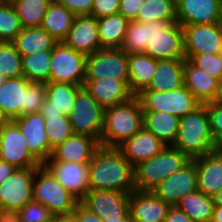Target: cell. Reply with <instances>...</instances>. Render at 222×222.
Returning <instances> with one entry per match:
<instances>
[{
	"mask_svg": "<svg viewBox=\"0 0 222 222\" xmlns=\"http://www.w3.org/2000/svg\"><path fill=\"white\" fill-rule=\"evenodd\" d=\"M88 165L89 191L132 193L136 190L134 166L118 148L100 146Z\"/></svg>",
	"mask_w": 222,
	"mask_h": 222,
	"instance_id": "cell-1",
	"label": "cell"
},
{
	"mask_svg": "<svg viewBox=\"0 0 222 222\" xmlns=\"http://www.w3.org/2000/svg\"><path fill=\"white\" fill-rule=\"evenodd\" d=\"M143 127L142 106L138 97L133 96L124 103L105 109L103 133L99 144L103 147L118 148Z\"/></svg>",
	"mask_w": 222,
	"mask_h": 222,
	"instance_id": "cell-2",
	"label": "cell"
},
{
	"mask_svg": "<svg viewBox=\"0 0 222 222\" xmlns=\"http://www.w3.org/2000/svg\"><path fill=\"white\" fill-rule=\"evenodd\" d=\"M213 144L214 138L205 104L180 118L177 137L172 147L192 160L213 152Z\"/></svg>",
	"mask_w": 222,
	"mask_h": 222,
	"instance_id": "cell-3",
	"label": "cell"
},
{
	"mask_svg": "<svg viewBox=\"0 0 222 222\" xmlns=\"http://www.w3.org/2000/svg\"><path fill=\"white\" fill-rule=\"evenodd\" d=\"M189 161L180 150L166 146L159 154L134 166L136 190L152 191Z\"/></svg>",
	"mask_w": 222,
	"mask_h": 222,
	"instance_id": "cell-4",
	"label": "cell"
},
{
	"mask_svg": "<svg viewBox=\"0 0 222 222\" xmlns=\"http://www.w3.org/2000/svg\"><path fill=\"white\" fill-rule=\"evenodd\" d=\"M146 42L144 54L153 59H186L183 28L177 21L146 23Z\"/></svg>",
	"mask_w": 222,
	"mask_h": 222,
	"instance_id": "cell-5",
	"label": "cell"
},
{
	"mask_svg": "<svg viewBox=\"0 0 222 222\" xmlns=\"http://www.w3.org/2000/svg\"><path fill=\"white\" fill-rule=\"evenodd\" d=\"M33 201L47 207L53 216L70 215L79 203L44 165L35 173Z\"/></svg>",
	"mask_w": 222,
	"mask_h": 222,
	"instance_id": "cell-6",
	"label": "cell"
},
{
	"mask_svg": "<svg viewBox=\"0 0 222 222\" xmlns=\"http://www.w3.org/2000/svg\"><path fill=\"white\" fill-rule=\"evenodd\" d=\"M140 100L143 112L171 113L179 118L195 111L202 103L185 85L177 90L159 92L143 89L136 95Z\"/></svg>",
	"mask_w": 222,
	"mask_h": 222,
	"instance_id": "cell-7",
	"label": "cell"
},
{
	"mask_svg": "<svg viewBox=\"0 0 222 222\" xmlns=\"http://www.w3.org/2000/svg\"><path fill=\"white\" fill-rule=\"evenodd\" d=\"M104 113L105 109L83 86L77 92L74 108L68 115L73 133L90 136L100 143Z\"/></svg>",
	"mask_w": 222,
	"mask_h": 222,
	"instance_id": "cell-8",
	"label": "cell"
},
{
	"mask_svg": "<svg viewBox=\"0 0 222 222\" xmlns=\"http://www.w3.org/2000/svg\"><path fill=\"white\" fill-rule=\"evenodd\" d=\"M86 57L63 41L57 42L51 55L50 82L84 86Z\"/></svg>",
	"mask_w": 222,
	"mask_h": 222,
	"instance_id": "cell-9",
	"label": "cell"
},
{
	"mask_svg": "<svg viewBox=\"0 0 222 222\" xmlns=\"http://www.w3.org/2000/svg\"><path fill=\"white\" fill-rule=\"evenodd\" d=\"M110 77L129 83L128 54L121 48H101L86 57L85 78Z\"/></svg>",
	"mask_w": 222,
	"mask_h": 222,
	"instance_id": "cell-10",
	"label": "cell"
},
{
	"mask_svg": "<svg viewBox=\"0 0 222 222\" xmlns=\"http://www.w3.org/2000/svg\"><path fill=\"white\" fill-rule=\"evenodd\" d=\"M38 168H16L0 185L1 208L21 210L33 200V180Z\"/></svg>",
	"mask_w": 222,
	"mask_h": 222,
	"instance_id": "cell-11",
	"label": "cell"
},
{
	"mask_svg": "<svg viewBox=\"0 0 222 222\" xmlns=\"http://www.w3.org/2000/svg\"><path fill=\"white\" fill-rule=\"evenodd\" d=\"M12 121L26 139L30 154L43 165L51 157L53 149L50 147L46 135L45 119L42 112L26 114Z\"/></svg>",
	"mask_w": 222,
	"mask_h": 222,
	"instance_id": "cell-12",
	"label": "cell"
},
{
	"mask_svg": "<svg viewBox=\"0 0 222 222\" xmlns=\"http://www.w3.org/2000/svg\"><path fill=\"white\" fill-rule=\"evenodd\" d=\"M131 193L112 190L89 191L81 203L101 220H117L129 213Z\"/></svg>",
	"mask_w": 222,
	"mask_h": 222,
	"instance_id": "cell-13",
	"label": "cell"
},
{
	"mask_svg": "<svg viewBox=\"0 0 222 222\" xmlns=\"http://www.w3.org/2000/svg\"><path fill=\"white\" fill-rule=\"evenodd\" d=\"M0 160L11 163L16 168L41 166L30 154L26 139L13 121L0 129Z\"/></svg>",
	"mask_w": 222,
	"mask_h": 222,
	"instance_id": "cell-14",
	"label": "cell"
},
{
	"mask_svg": "<svg viewBox=\"0 0 222 222\" xmlns=\"http://www.w3.org/2000/svg\"><path fill=\"white\" fill-rule=\"evenodd\" d=\"M197 190L195 159L190 160L179 171L162 180L152 192L168 205L176 206L182 197Z\"/></svg>",
	"mask_w": 222,
	"mask_h": 222,
	"instance_id": "cell-15",
	"label": "cell"
},
{
	"mask_svg": "<svg viewBox=\"0 0 222 222\" xmlns=\"http://www.w3.org/2000/svg\"><path fill=\"white\" fill-rule=\"evenodd\" d=\"M43 165L79 202H81L89 192L88 163L46 161Z\"/></svg>",
	"mask_w": 222,
	"mask_h": 222,
	"instance_id": "cell-16",
	"label": "cell"
},
{
	"mask_svg": "<svg viewBox=\"0 0 222 222\" xmlns=\"http://www.w3.org/2000/svg\"><path fill=\"white\" fill-rule=\"evenodd\" d=\"M185 54H219L222 48V24L183 26Z\"/></svg>",
	"mask_w": 222,
	"mask_h": 222,
	"instance_id": "cell-17",
	"label": "cell"
},
{
	"mask_svg": "<svg viewBox=\"0 0 222 222\" xmlns=\"http://www.w3.org/2000/svg\"><path fill=\"white\" fill-rule=\"evenodd\" d=\"M63 42L85 56L101 49L97 19L91 15H76Z\"/></svg>",
	"mask_w": 222,
	"mask_h": 222,
	"instance_id": "cell-18",
	"label": "cell"
},
{
	"mask_svg": "<svg viewBox=\"0 0 222 222\" xmlns=\"http://www.w3.org/2000/svg\"><path fill=\"white\" fill-rule=\"evenodd\" d=\"M221 0H177L176 21L183 27L220 23Z\"/></svg>",
	"mask_w": 222,
	"mask_h": 222,
	"instance_id": "cell-19",
	"label": "cell"
},
{
	"mask_svg": "<svg viewBox=\"0 0 222 222\" xmlns=\"http://www.w3.org/2000/svg\"><path fill=\"white\" fill-rule=\"evenodd\" d=\"M170 207L152 191L131 193L129 213L134 222H164Z\"/></svg>",
	"mask_w": 222,
	"mask_h": 222,
	"instance_id": "cell-20",
	"label": "cell"
},
{
	"mask_svg": "<svg viewBox=\"0 0 222 222\" xmlns=\"http://www.w3.org/2000/svg\"><path fill=\"white\" fill-rule=\"evenodd\" d=\"M84 88L104 109L124 103L134 96L123 80L110 77L84 79Z\"/></svg>",
	"mask_w": 222,
	"mask_h": 222,
	"instance_id": "cell-21",
	"label": "cell"
},
{
	"mask_svg": "<svg viewBox=\"0 0 222 222\" xmlns=\"http://www.w3.org/2000/svg\"><path fill=\"white\" fill-rule=\"evenodd\" d=\"M31 83L22 76L7 78L0 85V108L10 121L27 114V88Z\"/></svg>",
	"mask_w": 222,
	"mask_h": 222,
	"instance_id": "cell-22",
	"label": "cell"
},
{
	"mask_svg": "<svg viewBox=\"0 0 222 222\" xmlns=\"http://www.w3.org/2000/svg\"><path fill=\"white\" fill-rule=\"evenodd\" d=\"M99 147L100 144L96 139L87 135L73 134L53 149L47 161L89 163Z\"/></svg>",
	"mask_w": 222,
	"mask_h": 222,
	"instance_id": "cell-23",
	"label": "cell"
},
{
	"mask_svg": "<svg viewBox=\"0 0 222 222\" xmlns=\"http://www.w3.org/2000/svg\"><path fill=\"white\" fill-rule=\"evenodd\" d=\"M167 145L144 127L128 138L118 149L133 165L148 160L159 154Z\"/></svg>",
	"mask_w": 222,
	"mask_h": 222,
	"instance_id": "cell-24",
	"label": "cell"
},
{
	"mask_svg": "<svg viewBox=\"0 0 222 222\" xmlns=\"http://www.w3.org/2000/svg\"><path fill=\"white\" fill-rule=\"evenodd\" d=\"M197 190L213 197L222 189V154L208 153L195 158Z\"/></svg>",
	"mask_w": 222,
	"mask_h": 222,
	"instance_id": "cell-25",
	"label": "cell"
},
{
	"mask_svg": "<svg viewBox=\"0 0 222 222\" xmlns=\"http://www.w3.org/2000/svg\"><path fill=\"white\" fill-rule=\"evenodd\" d=\"M46 99L40 112H54L68 116L74 108L77 92L83 87L72 83L48 82Z\"/></svg>",
	"mask_w": 222,
	"mask_h": 222,
	"instance_id": "cell-26",
	"label": "cell"
},
{
	"mask_svg": "<svg viewBox=\"0 0 222 222\" xmlns=\"http://www.w3.org/2000/svg\"><path fill=\"white\" fill-rule=\"evenodd\" d=\"M183 82L202 104H206L214 99L219 80L196 67L189 59H185Z\"/></svg>",
	"mask_w": 222,
	"mask_h": 222,
	"instance_id": "cell-27",
	"label": "cell"
},
{
	"mask_svg": "<svg viewBox=\"0 0 222 222\" xmlns=\"http://www.w3.org/2000/svg\"><path fill=\"white\" fill-rule=\"evenodd\" d=\"M185 59L157 60V68L149 86L145 89L164 92L177 90L184 85Z\"/></svg>",
	"mask_w": 222,
	"mask_h": 222,
	"instance_id": "cell-28",
	"label": "cell"
},
{
	"mask_svg": "<svg viewBox=\"0 0 222 222\" xmlns=\"http://www.w3.org/2000/svg\"><path fill=\"white\" fill-rule=\"evenodd\" d=\"M156 68L157 59H153L144 53L128 55V87L134 96L149 86Z\"/></svg>",
	"mask_w": 222,
	"mask_h": 222,
	"instance_id": "cell-29",
	"label": "cell"
},
{
	"mask_svg": "<svg viewBox=\"0 0 222 222\" xmlns=\"http://www.w3.org/2000/svg\"><path fill=\"white\" fill-rule=\"evenodd\" d=\"M76 15L57 0L49 3L41 27L55 40L62 42L68 35Z\"/></svg>",
	"mask_w": 222,
	"mask_h": 222,
	"instance_id": "cell-30",
	"label": "cell"
},
{
	"mask_svg": "<svg viewBox=\"0 0 222 222\" xmlns=\"http://www.w3.org/2000/svg\"><path fill=\"white\" fill-rule=\"evenodd\" d=\"M180 118L165 112H143V125L164 144L172 146L177 137Z\"/></svg>",
	"mask_w": 222,
	"mask_h": 222,
	"instance_id": "cell-31",
	"label": "cell"
},
{
	"mask_svg": "<svg viewBox=\"0 0 222 222\" xmlns=\"http://www.w3.org/2000/svg\"><path fill=\"white\" fill-rule=\"evenodd\" d=\"M57 42L42 27L22 28L12 41L22 56L40 51H52Z\"/></svg>",
	"mask_w": 222,
	"mask_h": 222,
	"instance_id": "cell-32",
	"label": "cell"
},
{
	"mask_svg": "<svg viewBox=\"0 0 222 222\" xmlns=\"http://www.w3.org/2000/svg\"><path fill=\"white\" fill-rule=\"evenodd\" d=\"M129 21L120 13L97 19L101 48H121Z\"/></svg>",
	"mask_w": 222,
	"mask_h": 222,
	"instance_id": "cell-33",
	"label": "cell"
},
{
	"mask_svg": "<svg viewBox=\"0 0 222 222\" xmlns=\"http://www.w3.org/2000/svg\"><path fill=\"white\" fill-rule=\"evenodd\" d=\"M176 206L194 222H211L215 204L213 197L196 190L182 197Z\"/></svg>",
	"mask_w": 222,
	"mask_h": 222,
	"instance_id": "cell-34",
	"label": "cell"
},
{
	"mask_svg": "<svg viewBox=\"0 0 222 222\" xmlns=\"http://www.w3.org/2000/svg\"><path fill=\"white\" fill-rule=\"evenodd\" d=\"M52 51L35 52L22 56L23 76L30 82H50Z\"/></svg>",
	"mask_w": 222,
	"mask_h": 222,
	"instance_id": "cell-35",
	"label": "cell"
},
{
	"mask_svg": "<svg viewBox=\"0 0 222 222\" xmlns=\"http://www.w3.org/2000/svg\"><path fill=\"white\" fill-rule=\"evenodd\" d=\"M177 0H144L136 21L149 23L155 20L176 21Z\"/></svg>",
	"mask_w": 222,
	"mask_h": 222,
	"instance_id": "cell-36",
	"label": "cell"
},
{
	"mask_svg": "<svg viewBox=\"0 0 222 222\" xmlns=\"http://www.w3.org/2000/svg\"><path fill=\"white\" fill-rule=\"evenodd\" d=\"M52 0H10L23 28L41 27Z\"/></svg>",
	"mask_w": 222,
	"mask_h": 222,
	"instance_id": "cell-37",
	"label": "cell"
},
{
	"mask_svg": "<svg viewBox=\"0 0 222 222\" xmlns=\"http://www.w3.org/2000/svg\"><path fill=\"white\" fill-rule=\"evenodd\" d=\"M42 114L45 119L46 135L52 149L74 134L68 116L54 112Z\"/></svg>",
	"mask_w": 222,
	"mask_h": 222,
	"instance_id": "cell-38",
	"label": "cell"
},
{
	"mask_svg": "<svg viewBox=\"0 0 222 222\" xmlns=\"http://www.w3.org/2000/svg\"><path fill=\"white\" fill-rule=\"evenodd\" d=\"M0 73L5 78L23 76L22 55L12 42L0 41Z\"/></svg>",
	"mask_w": 222,
	"mask_h": 222,
	"instance_id": "cell-39",
	"label": "cell"
},
{
	"mask_svg": "<svg viewBox=\"0 0 222 222\" xmlns=\"http://www.w3.org/2000/svg\"><path fill=\"white\" fill-rule=\"evenodd\" d=\"M20 18L10 0L0 3V41L12 42L22 30Z\"/></svg>",
	"mask_w": 222,
	"mask_h": 222,
	"instance_id": "cell-40",
	"label": "cell"
},
{
	"mask_svg": "<svg viewBox=\"0 0 222 222\" xmlns=\"http://www.w3.org/2000/svg\"><path fill=\"white\" fill-rule=\"evenodd\" d=\"M146 47V23L129 21L121 49L129 55L145 53Z\"/></svg>",
	"mask_w": 222,
	"mask_h": 222,
	"instance_id": "cell-41",
	"label": "cell"
},
{
	"mask_svg": "<svg viewBox=\"0 0 222 222\" xmlns=\"http://www.w3.org/2000/svg\"><path fill=\"white\" fill-rule=\"evenodd\" d=\"M185 57L208 75L222 80V58L219 54H185Z\"/></svg>",
	"mask_w": 222,
	"mask_h": 222,
	"instance_id": "cell-42",
	"label": "cell"
},
{
	"mask_svg": "<svg viewBox=\"0 0 222 222\" xmlns=\"http://www.w3.org/2000/svg\"><path fill=\"white\" fill-rule=\"evenodd\" d=\"M19 212L21 222H52L53 219V215L47 207L33 200Z\"/></svg>",
	"mask_w": 222,
	"mask_h": 222,
	"instance_id": "cell-43",
	"label": "cell"
},
{
	"mask_svg": "<svg viewBox=\"0 0 222 222\" xmlns=\"http://www.w3.org/2000/svg\"><path fill=\"white\" fill-rule=\"evenodd\" d=\"M46 99V84L32 82L27 88V114L40 112Z\"/></svg>",
	"mask_w": 222,
	"mask_h": 222,
	"instance_id": "cell-44",
	"label": "cell"
},
{
	"mask_svg": "<svg viewBox=\"0 0 222 222\" xmlns=\"http://www.w3.org/2000/svg\"><path fill=\"white\" fill-rule=\"evenodd\" d=\"M120 0H94L91 16L96 19L119 13Z\"/></svg>",
	"mask_w": 222,
	"mask_h": 222,
	"instance_id": "cell-45",
	"label": "cell"
},
{
	"mask_svg": "<svg viewBox=\"0 0 222 222\" xmlns=\"http://www.w3.org/2000/svg\"><path fill=\"white\" fill-rule=\"evenodd\" d=\"M210 120V130L213 138L222 133V106L208 102L205 104Z\"/></svg>",
	"mask_w": 222,
	"mask_h": 222,
	"instance_id": "cell-46",
	"label": "cell"
},
{
	"mask_svg": "<svg viewBox=\"0 0 222 222\" xmlns=\"http://www.w3.org/2000/svg\"><path fill=\"white\" fill-rule=\"evenodd\" d=\"M75 15H91L94 0H57Z\"/></svg>",
	"mask_w": 222,
	"mask_h": 222,
	"instance_id": "cell-47",
	"label": "cell"
},
{
	"mask_svg": "<svg viewBox=\"0 0 222 222\" xmlns=\"http://www.w3.org/2000/svg\"><path fill=\"white\" fill-rule=\"evenodd\" d=\"M144 0H120L119 13L128 21L136 20Z\"/></svg>",
	"mask_w": 222,
	"mask_h": 222,
	"instance_id": "cell-48",
	"label": "cell"
},
{
	"mask_svg": "<svg viewBox=\"0 0 222 222\" xmlns=\"http://www.w3.org/2000/svg\"><path fill=\"white\" fill-rule=\"evenodd\" d=\"M76 222H103L96 214L88 210L81 202L76 206L75 211L72 213Z\"/></svg>",
	"mask_w": 222,
	"mask_h": 222,
	"instance_id": "cell-49",
	"label": "cell"
},
{
	"mask_svg": "<svg viewBox=\"0 0 222 222\" xmlns=\"http://www.w3.org/2000/svg\"><path fill=\"white\" fill-rule=\"evenodd\" d=\"M164 222H194L186 213L177 206H171Z\"/></svg>",
	"mask_w": 222,
	"mask_h": 222,
	"instance_id": "cell-50",
	"label": "cell"
},
{
	"mask_svg": "<svg viewBox=\"0 0 222 222\" xmlns=\"http://www.w3.org/2000/svg\"><path fill=\"white\" fill-rule=\"evenodd\" d=\"M0 222H21L19 210L0 207Z\"/></svg>",
	"mask_w": 222,
	"mask_h": 222,
	"instance_id": "cell-51",
	"label": "cell"
},
{
	"mask_svg": "<svg viewBox=\"0 0 222 222\" xmlns=\"http://www.w3.org/2000/svg\"><path fill=\"white\" fill-rule=\"evenodd\" d=\"M15 169L13 164L0 160V185L11 176Z\"/></svg>",
	"mask_w": 222,
	"mask_h": 222,
	"instance_id": "cell-52",
	"label": "cell"
},
{
	"mask_svg": "<svg viewBox=\"0 0 222 222\" xmlns=\"http://www.w3.org/2000/svg\"><path fill=\"white\" fill-rule=\"evenodd\" d=\"M213 152L222 154V133L214 138Z\"/></svg>",
	"mask_w": 222,
	"mask_h": 222,
	"instance_id": "cell-53",
	"label": "cell"
},
{
	"mask_svg": "<svg viewBox=\"0 0 222 222\" xmlns=\"http://www.w3.org/2000/svg\"><path fill=\"white\" fill-rule=\"evenodd\" d=\"M52 222H76V218L73 214L53 216Z\"/></svg>",
	"mask_w": 222,
	"mask_h": 222,
	"instance_id": "cell-54",
	"label": "cell"
},
{
	"mask_svg": "<svg viewBox=\"0 0 222 222\" xmlns=\"http://www.w3.org/2000/svg\"><path fill=\"white\" fill-rule=\"evenodd\" d=\"M213 104L222 106V80L219 81L216 95L214 99L211 101Z\"/></svg>",
	"mask_w": 222,
	"mask_h": 222,
	"instance_id": "cell-55",
	"label": "cell"
},
{
	"mask_svg": "<svg viewBox=\"0 0 222 222\" xmlns=\"http://www.w3.org/2000/svg\"><path fill=\"white\" fill-rule=\"evenodd\" d=\"M211 222H222V206L215 205Z\"/></svg>",
	"mask_w": 222,
	"mask_h": 222,
	"instance_id": "cell-56",
	"label": "cell"
},
{
	"mask_svg": "<svg viewBox=\"0 0 222 222\" xmlns=\"http://www.w3.org/2000/svg\"><path fill=\"white\" fill-rule=\"evenodd\" d=\"M103 222H134L133 219L130 216V213H128L124 218L117 219V220H102Z\"/></svg>",
	"mask_w": 222,
	"mask_h": 222,
	"instance_id": "cell-57",
	"label": "cell"
},
{
	"mask_svg": "<svg viewBox=\"0 0 222 222\" xmlns=\"http://www.w3.org/2000/svg\"><path fill=\"white\" fill-rule=\"evenodd\" d=\"M10 120L4 114L3 110L0 108V129L5 126Z\"/></svg>",
	"mask_w": 222,
	"mask_h": 222,
	"instance_id": "cell-58",
	"label": "cell"
},
{
	"mask_svg": "<svg viewBox=\"0 0 222 222\" xmlns=\"http://www.w3.org/2000/svg\"><path fill=\"white\" fill-rule=\"evenodd\" d=\"M213 201L215 205L222 206V189L213 196Z\"/></svg>",
	"mask_w": 222,
	"mask_h": 222,
	"instance_id": "cell-59",
	"label": "cell"
},
{
	"mask_svg": "<svg viewBox=\"0 0 222 222\" xmlns=\"http://www.w3.org/2000/svg\"><path fill=\"white\" fill-rule=\"evenodd\" d=\"M220 23L222 24V0L220 2Z\"/></svg>",
	"mask_w": 222,
	"mask_h": 222,
	"instance_id": "cell-60",
	"label": "cell"
},
{
	"mask_svg": "<svg viewBox=\"0 0 222 222\" xmlns=\"http://www.w3.org/2000/svg\"><path fill=\"white\" fill-rule=\"evenodd\" d=\"M7 78H5L3 76V74L0 73V85L6 80Z\"/></svg>",
	"mask_w": 222,
	"mask_h": 222,
	"instance_id": "cell-61",
	"label": "cell"
},
{
	"mask_svg": "<svg viewBox=\"0 0 222 222\" xmlns=\"http://www.w3.org/2000/svg\"><path fill=\"white\" fill-rule=\"evenodd\" d=\"M220 57L222 58V48L220 50V53H219Z\"/></svg>",
	"mask_w": 222,
	"mask_h": 222,
	"instance_id": "cell-62",
	"label": "cell"
}]
</instances>
